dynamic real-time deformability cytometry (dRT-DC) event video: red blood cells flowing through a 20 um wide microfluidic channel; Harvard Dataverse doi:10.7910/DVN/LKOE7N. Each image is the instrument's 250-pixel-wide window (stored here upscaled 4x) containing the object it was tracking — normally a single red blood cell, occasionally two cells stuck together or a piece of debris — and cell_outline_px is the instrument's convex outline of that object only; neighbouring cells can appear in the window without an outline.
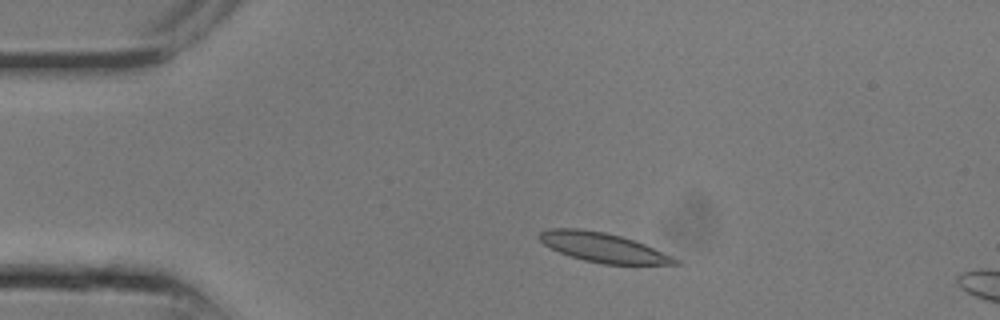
{"species": "common noctule bat (a hibernating species)", "species_latin": "Nyctalus noctula", "temperature_condition": "room temperature", "stored_images_in_passage": 6, "camera_frame_rate_fps": 3000, "um_per_image_px": 0.085, "animal": {"sex": "male", "body_mass_g": 13.3}, "frame": {"image": 1, "passage_image": 3, "time_ms": 0.667, "image_size_px": [1000, 320], "cell_outline_px": [[680, 264], [604, 264], [584, 260], [560, 252], [544, 244], [536, 236], [540, 232], [548, 228], [580, 228], [604, 232], [620, 236], [644, 244], [672, 256], [680, 260]], "centroid_in_image_um": [51.23, 21.02], "position_along_channel_um": 33.8, "area_um2": 22.95}}